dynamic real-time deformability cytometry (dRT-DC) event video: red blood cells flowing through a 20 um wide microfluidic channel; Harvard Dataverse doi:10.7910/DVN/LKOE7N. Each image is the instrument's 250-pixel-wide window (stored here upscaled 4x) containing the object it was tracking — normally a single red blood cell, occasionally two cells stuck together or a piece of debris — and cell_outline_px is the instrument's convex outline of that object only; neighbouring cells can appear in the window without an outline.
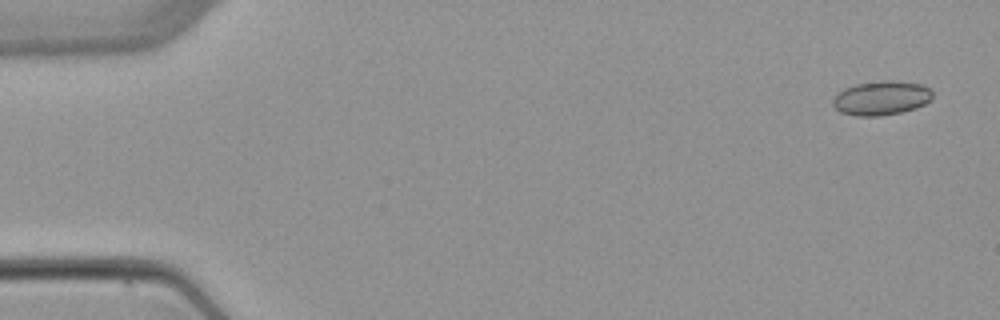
{"species": "common noctule bat (a hibernating species)", "species_latin": "Nyctalus noctula", "temperature_condition": "warm", "stored_images_in_passage": 4, "camera_frame_rate_fps": 3000, "um_per_image_px": 0.085, "animal": {"sex": "female", "body_mass_g": 22.7, "forearm_length_mm": 54.2}, "frame": {"image": 1, "passage_image": 1, "time_ms": 0.0, "image_size_px": [1000, 320], "cell_outline_px": [[932, 100], [916, 108], [900, 112], [880, 116], [856, 116], [840, 112], [832, 104], [832, 100], [836, 92], [844, 88], [856, 84], [880, 80], [892, 80], [920, 84], [932, 88]], "centroid_in_image_um": [74.9, 8.32], "position_along_channel_um": 10.1, "area_um2": 20.11}}
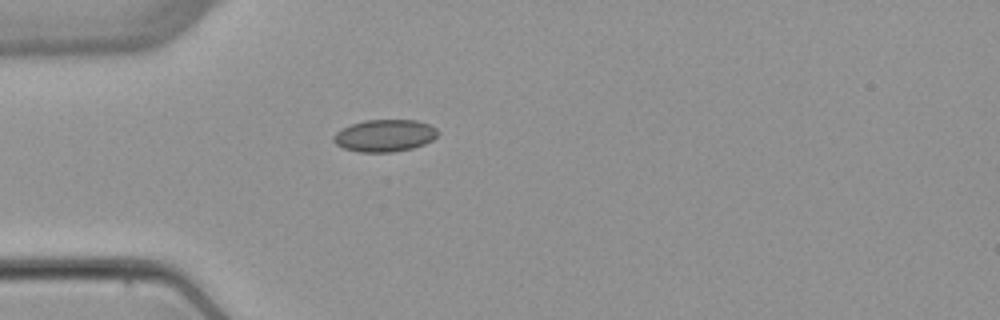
{"frame": {"image": 2, "passage_image": 4, "time_ms": 4.333, "image_size_px": [1000, 320], "cell_outline_px": [[440, 132], [432, 140], [424, 144], [412, 148], [392, 152], [360, 152], [344, 148], [336, 144], [332, 140], [332, 136], [336, 132], [352, 124], [364, 120], [416, 120], [428, 124], [436, 128]], "centroid_in_image_um": [32.7, 11.52], "position_along_channel_um": 52.3, "area_um2": 19.48}}